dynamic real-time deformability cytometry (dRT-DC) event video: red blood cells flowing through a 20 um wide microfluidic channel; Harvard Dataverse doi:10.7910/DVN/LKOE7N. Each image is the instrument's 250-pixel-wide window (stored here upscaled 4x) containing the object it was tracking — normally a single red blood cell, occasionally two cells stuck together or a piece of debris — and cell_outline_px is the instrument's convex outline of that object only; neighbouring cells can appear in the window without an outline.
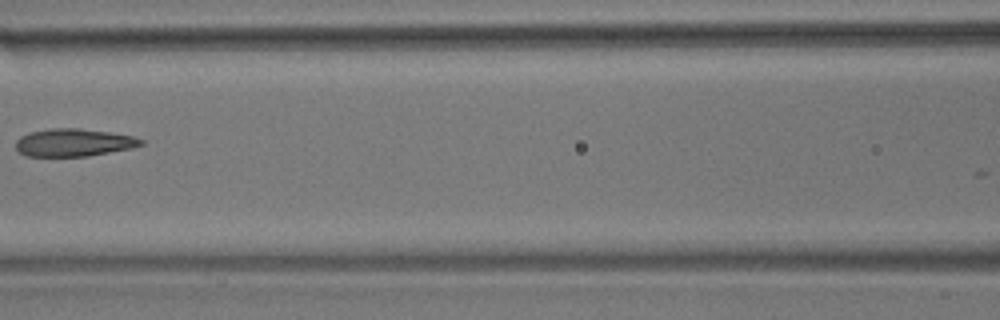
{"species": "common noctule bat (a hibernating species)", "species_latin": "Nyctalus noctula", "temperature_condition": "room temperature", "stored_images_in_passage": 7, "camera_frame_rate_fps": 3000, "um_per_image_px": 0.085, "animal": {"sex": "male", "body_mass_g": 17.9}, "frame": {"image": 1, "passage_image": 6, "time_ms": 5.667, "image_size_px": [1000, 320], "cell_outline_px": [[144, 144], [132, 148], [88, 156], [24, 156], [16, 148], [16, 140], [20, 136], [28, 132], [48, 128], [80, 128], [108, 132], [132, 136], [144, 140]], "centroid_in_image_um": [6.24, 12.11], "position_along_channel_um": 160.4, "area_um2": 20.29}}